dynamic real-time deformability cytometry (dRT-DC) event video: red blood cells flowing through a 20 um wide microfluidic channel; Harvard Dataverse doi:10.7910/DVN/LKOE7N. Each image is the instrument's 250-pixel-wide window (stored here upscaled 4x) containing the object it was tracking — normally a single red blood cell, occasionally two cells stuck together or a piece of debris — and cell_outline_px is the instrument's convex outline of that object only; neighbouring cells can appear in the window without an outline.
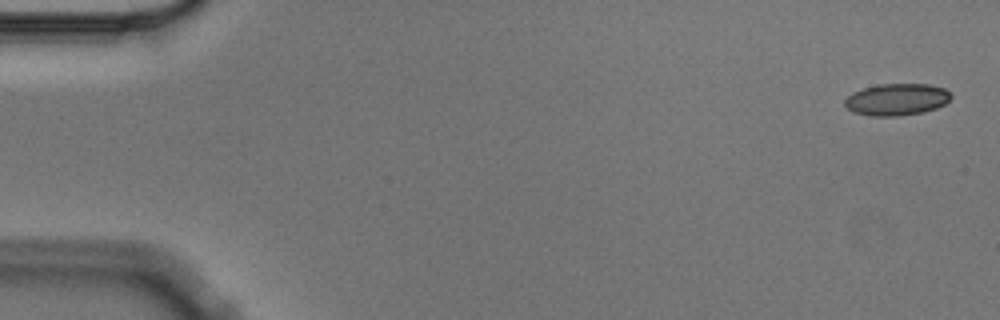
{"species": "Egyptian fruit bat (a non-hibernating species)", "species_latin": "Rousettus aegyptiacus", "temperature_condition": "cold", "stored_images_in_passage": 4, "camera_frame_rate_fps": 3000, "um_per_image_px": 0.085, "animal": {"sex": "male"}, "frame": {"image": 1, "passage_image": 1, "time_ms": 0.0, "image_size_px": [1000, 320], "cell_outline_px": [[952, 96], [944, 104], [936, 108], [924, 112], [896, 116], [868, 116], [852, 112], [844, 104], [844, 100], [852, 92], [864, 88], [880, 84], [928, 84], [944, 88]], "centroid_in_image_um": [76.19, 8.46], "position_along_channel_um": 8.8, "area_um2": 19.71}}